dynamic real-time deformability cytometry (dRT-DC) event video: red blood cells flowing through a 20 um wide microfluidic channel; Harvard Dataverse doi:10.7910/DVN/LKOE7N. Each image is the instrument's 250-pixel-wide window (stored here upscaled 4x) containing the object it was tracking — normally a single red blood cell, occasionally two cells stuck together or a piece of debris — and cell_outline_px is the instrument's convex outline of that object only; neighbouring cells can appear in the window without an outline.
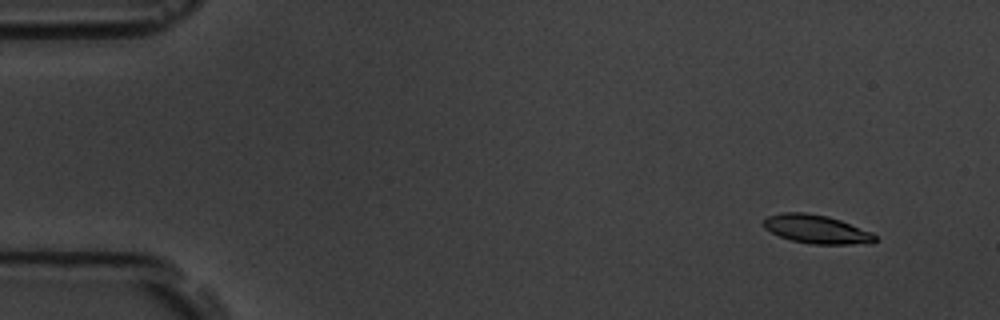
{"species": "common noctule bat (a hibernating species)", "species_latin": "Nyctalus noctula", "temperature_condition": "room temperature", "stored_images_in_passage": 4, "camera_frame_rate_fps": 3000, "um_per_image_px": 0.085, "animal": {"sex": "male", "body_mass_g": 19.5, "forearm_length_mm": 54.6}, "frame": {"image": 1, "passage_image": 1, "time_ms": 0.0, "image_size_px": [1000, 320], "cell_outline_px": [[876, 240], [872, 244], [812, 244], [792, 240], [780, 236], [764, 228], [764, 220], [768, 216], [784, 212], [804, 212], [828, 216], [840, 220], [872, 232], [876, 236]], "centroid_in_image_um": [69.44, 19.49], "position_along_channel_um": 15.6, "area_um2": 18.5}}